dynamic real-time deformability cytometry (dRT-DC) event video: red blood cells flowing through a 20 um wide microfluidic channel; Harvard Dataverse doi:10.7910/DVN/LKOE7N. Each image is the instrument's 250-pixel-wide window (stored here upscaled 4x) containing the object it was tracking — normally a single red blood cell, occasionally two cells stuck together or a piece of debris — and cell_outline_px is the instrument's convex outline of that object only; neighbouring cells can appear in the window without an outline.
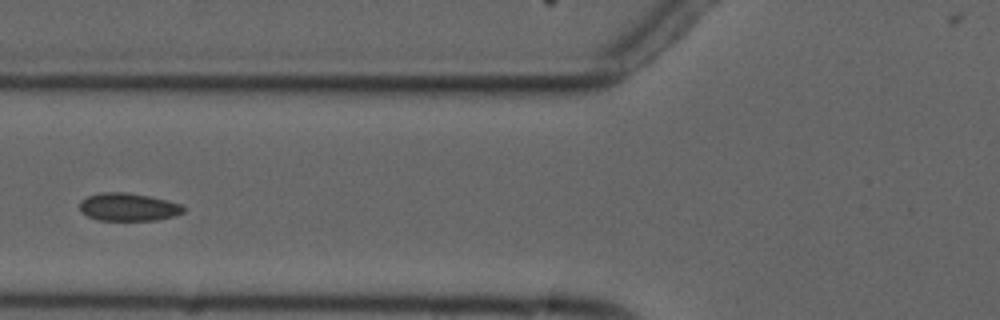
{"species": "common noctule bat (a hibernating species)", "species_latin": "Nyctalus noctula", "temperature_condition": "cold", "stored_images_in_passage": 6, "camera_frame_rate_fps": 3000, "um_per_image_px": 0.085, "animal": {"sex": "male", "forearm_length_mm": 52.5}, "frame": {"image": 1, "passage_image": 5, "time_ms": 5.0, "image_size_px": [1000, 320], "cell_outline_px": [[184, 212], [176, 216], [156, 220], [100, 220], [88, 216], [80, 212], [80, 200], [88, 196], [100, 192], [128, 192], [152, 196], [168, 200], [180, 204], [184, 208]], "centroid_in_image_um": [10.91, 17.59], "position_along_channel_um": 114.9, "area_um2": 17.05}}
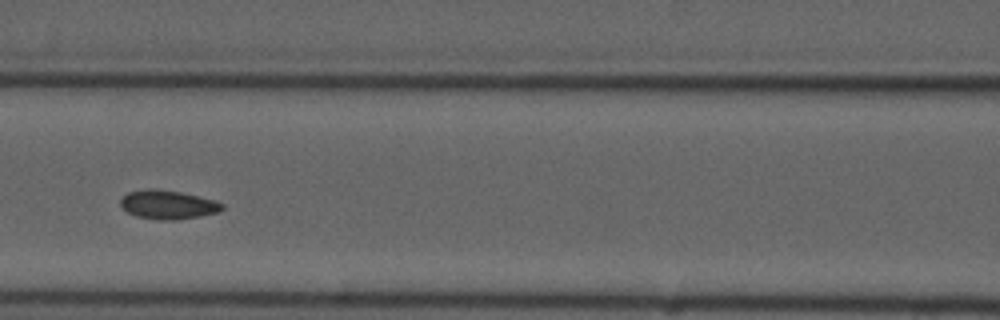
{"frame": {"image": 2, "passage_image": 6, "time_ms": 6.0, "image_size_px": [1000, 320], "cell_outline_px": [[224, 208], [220, 212], [200, 216], [176, 220], [160, 220], [136, 216], [128, 212], [120, 204], [120, 200], [128, 192], [152, 188], [156, 188], [180, 192], [216, 200], [224, 204]], "centroid_in_image_um": [14.31, 17.4], "position_along_channel_um": 152.3, "area_um2": 17.11}}